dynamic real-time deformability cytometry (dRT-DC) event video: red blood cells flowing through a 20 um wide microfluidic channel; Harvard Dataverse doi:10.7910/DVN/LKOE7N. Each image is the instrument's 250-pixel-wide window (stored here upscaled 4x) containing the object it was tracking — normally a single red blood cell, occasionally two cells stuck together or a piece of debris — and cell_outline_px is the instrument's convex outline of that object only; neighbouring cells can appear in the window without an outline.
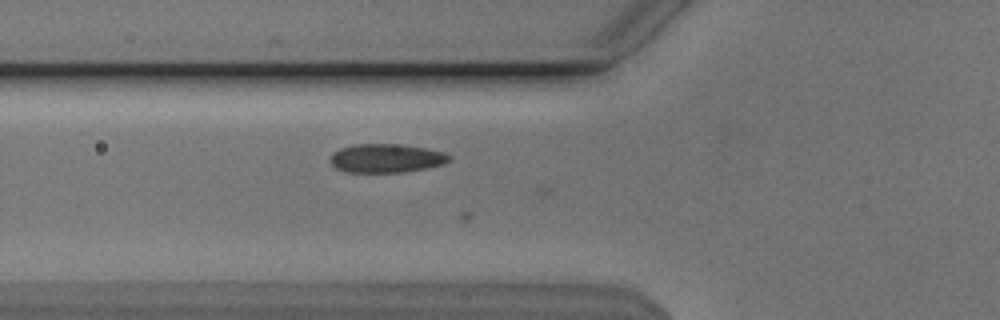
{"species": "Egyptian fruit bat (a non-hibernating species)", "species_latin": "Rousettus aegyptiacus", "temperature_condition": "cold", "stored_images_in_passage": 28, "camera_frame_rate_fps": 3000, "um_per_image_px": 0.085, "animal": {"sex": "male"}, "frame": {"image": 1, "passage_image": 10, "time_ms": 3.0, "image_size_px": [1000, 320], "cell_outline_px": [[452, 160], [444, 164], [428, 168], [404, 172], [348, 172], [336, 168], [328, 160], [332, 152], [340, 148], [352, 144], [396, 144], [424, 148], [444, 152], [452, 156]], "centroid_in_image_um": [32.83, 13.45], "position_along_channel_um": 93.0, "area_um2": 20.11}}